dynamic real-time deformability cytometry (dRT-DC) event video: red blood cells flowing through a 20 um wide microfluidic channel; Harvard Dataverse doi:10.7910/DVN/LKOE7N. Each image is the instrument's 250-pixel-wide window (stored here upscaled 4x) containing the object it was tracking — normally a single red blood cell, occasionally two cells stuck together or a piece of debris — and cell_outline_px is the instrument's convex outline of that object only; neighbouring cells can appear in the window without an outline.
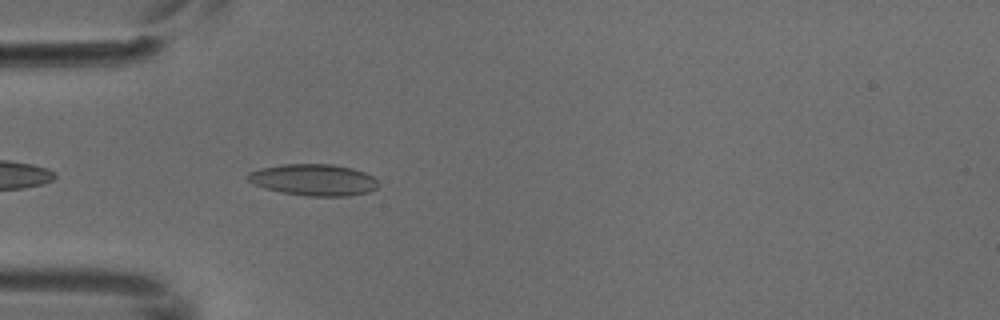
{"species": "common noctule bat (a hibernating species)", "species_latin": "Nyctalus noctula", "temperature_condition": "cold", "stored_images_in_passage": 5, "camera_frame_rate_fps": 3000, "um_per_image_px": 0.085, "animal": {"sex": "male", "body_mass_g": 18.8}, "frame": {"image": 1, "passage_image": 5, "time_ms": 1.333, "image_size_px": [1000, 320], "cell_outline_px": [[380, 184], [376, 188], [368, 192], [348, 196], [308, 196], [280, 192], [264, 188], [248, 180], [244, 176], [248, 172], [260, 168], [280, 164], [332, 164], [352, 168], [364, 172], [372, 176]], "centroid_in_image_um": [26.64, 15.28], "position_along_channel_um": 58.4, "area_um2": 24.1}}